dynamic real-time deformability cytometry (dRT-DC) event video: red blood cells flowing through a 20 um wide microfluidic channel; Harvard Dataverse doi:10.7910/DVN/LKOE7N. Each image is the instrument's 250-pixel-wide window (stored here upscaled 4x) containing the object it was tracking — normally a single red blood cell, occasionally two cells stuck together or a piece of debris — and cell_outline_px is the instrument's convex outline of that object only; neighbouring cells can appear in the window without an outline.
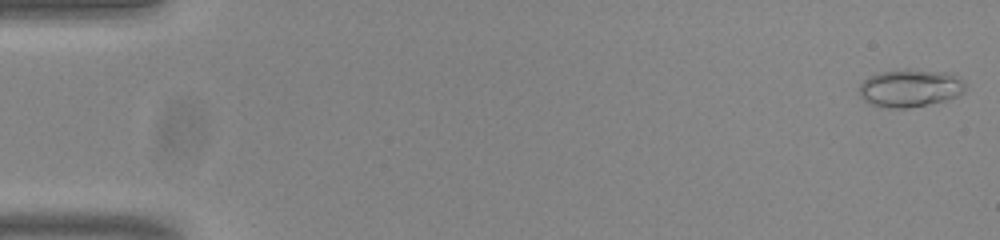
{"species": "common noctule bat (a hibernating species)", "species_latin": "Nyctalus noctula", "temperature_condition": "room temperature", "stored_images_in_passage": 14, "camera_frame_rate_fps": 3000, "um_per_image_px": 0.085, "animal": {"sex": "male", "body_mass_g": 20.0, "forearm_length_mm": 53.3}, "frame": {"image": 1, "passage_image": 1, "time_ms": 0.0, "image_size_px": [1000, 240], "cell_outline_px": [[964, 92], [956, 96], [944, 100], [908, 108], [880, 108], [868, 104], [860, 96], [860, 84], [868, 76], [880, 72], [904, 68], [908, 68], [952, 72], [964, 80]], "centroid_in_image_um": [77.34, 7.46], "position_along_channel_um": 7.7, "area_um2": 23.81}}